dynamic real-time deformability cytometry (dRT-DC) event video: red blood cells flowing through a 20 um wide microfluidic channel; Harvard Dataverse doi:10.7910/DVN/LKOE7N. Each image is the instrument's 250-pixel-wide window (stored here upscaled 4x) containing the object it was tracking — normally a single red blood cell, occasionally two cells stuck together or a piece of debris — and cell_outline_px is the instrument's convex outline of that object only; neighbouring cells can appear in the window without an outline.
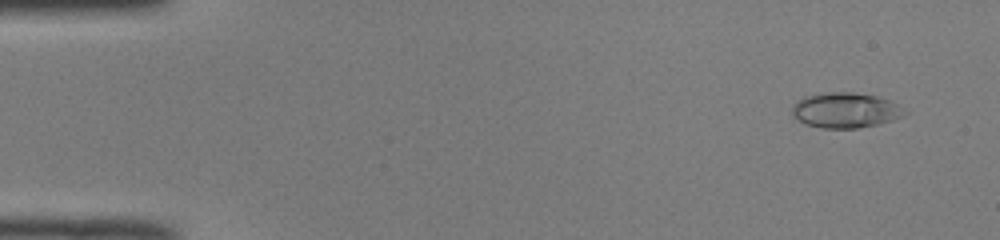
{"species": "common noctule bat (a hibernating species)", "species_latin": "Nyctalus noctula", "temperature_condition": "room temperature", "stored_images_in_passage": 12, "camera_frame_rate_fps": 3000, "um_per_image_px": 0.085, "animal": {"sex": "male", "body_mass_g": 19.0, "forearm_length_mm": 50.8}, "frame": {"image": 1, "passage_image": 4, "time_ms": 1.0, "image_size_px": [1000, 240], "cell_outline_px": [[908, 112], [892, 120], [876, 124], [856, 128], [820, 128], [804, 124], [792, 116], [792, 108], [796, 100], [804, 96], [828, 92], [852, 92], [876, 96], [888, 100], [896, 104]], "centroid_in_image_um": [71.79, 9.37], "position_along_channel_um": 13.2, "area_um2": 23.0}}